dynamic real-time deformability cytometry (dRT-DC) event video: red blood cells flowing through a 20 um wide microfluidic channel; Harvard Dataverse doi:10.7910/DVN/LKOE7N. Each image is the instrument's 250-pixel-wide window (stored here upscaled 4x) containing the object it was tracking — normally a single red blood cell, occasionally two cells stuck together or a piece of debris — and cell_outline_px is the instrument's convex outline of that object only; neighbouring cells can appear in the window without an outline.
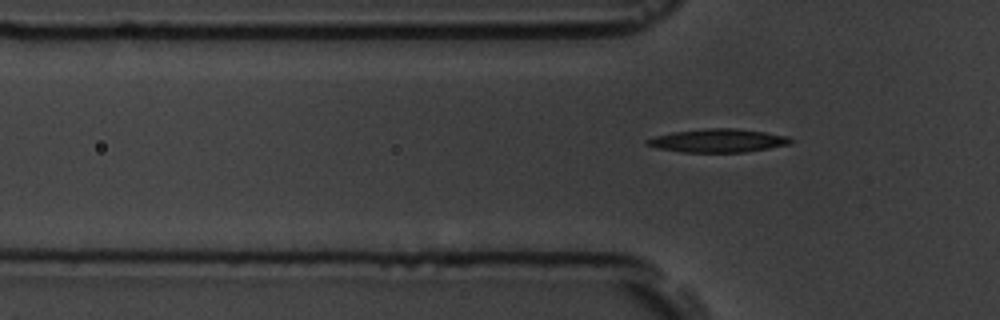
{"species": "common noctule bat (a hibernating species)", "species_latin": "Nyctalus noctula", "temperature_condition": "room temperature", "stored_images_in_passage": 4, "camera_frame_rate_fps": 3000, "um_per_image_px": 0.085, "animal": {"sex": "male", "body_mass_g": 19.5, "forearm_length_mm": 54.6}, "frame": {"image": 1, "passage_image": 4, "time_ms": 4.333, "image_size_px": [1000, 320], "cell_outline_px": [[792, 144], [744, 152], [680, 152], [656, 148], [644, 144], [644, 140], [656, 136], [672, 132], [708, 128], [736, 128], [764, 132], [788, 136], [792, 140]], "centroid_in_image_um": [60.99, 11.95], "position_along_channel_um": 64.8, "area_um2": 19.59}}